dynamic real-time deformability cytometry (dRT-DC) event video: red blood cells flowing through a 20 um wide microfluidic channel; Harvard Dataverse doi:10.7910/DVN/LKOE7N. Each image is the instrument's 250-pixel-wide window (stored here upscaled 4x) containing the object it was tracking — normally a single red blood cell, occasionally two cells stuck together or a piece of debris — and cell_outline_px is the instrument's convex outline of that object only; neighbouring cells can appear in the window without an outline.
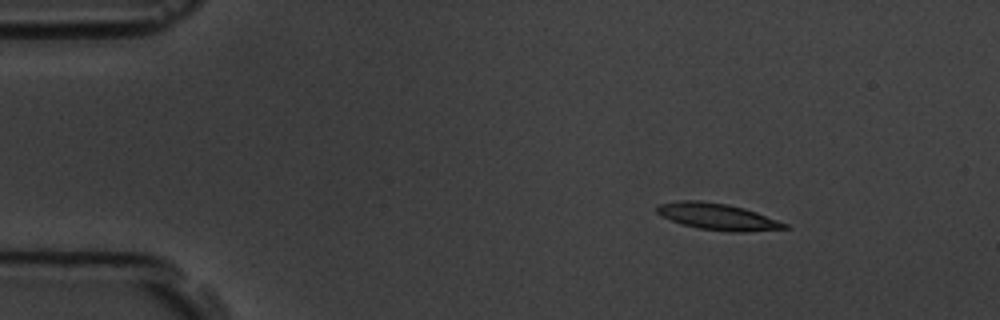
{"species": "common noctule bat (a hibernating species)", "species_latin": "Nyctalus noctula", "temperature_condition": "room temperature", "stored_images_in_passage": 4, "camera_frame_rate_fps": 3000, "um_per_image_px": 0.085, "animal": {"sex": "male", "body_mass_g": 19.5, "forearm_length_mm": 54.6}, "frame": {"image": 1, "passage_image": 1, "time_ms": 0.0, "image_size_px": [1000, 320], "cell_outline_px": [[788, 228], [744, 232], [728, 232], [700, 228], [680, 224], [660, 216], [656, 212], [656, 204], [676, 200], [700, 200], [728, 204], [744, 208], [756, 212], [788, 224]], "centroid_in_image_um": [60.92, 18.4], "position_along_channel_um": 24.1, "area_um2": 19.94}}